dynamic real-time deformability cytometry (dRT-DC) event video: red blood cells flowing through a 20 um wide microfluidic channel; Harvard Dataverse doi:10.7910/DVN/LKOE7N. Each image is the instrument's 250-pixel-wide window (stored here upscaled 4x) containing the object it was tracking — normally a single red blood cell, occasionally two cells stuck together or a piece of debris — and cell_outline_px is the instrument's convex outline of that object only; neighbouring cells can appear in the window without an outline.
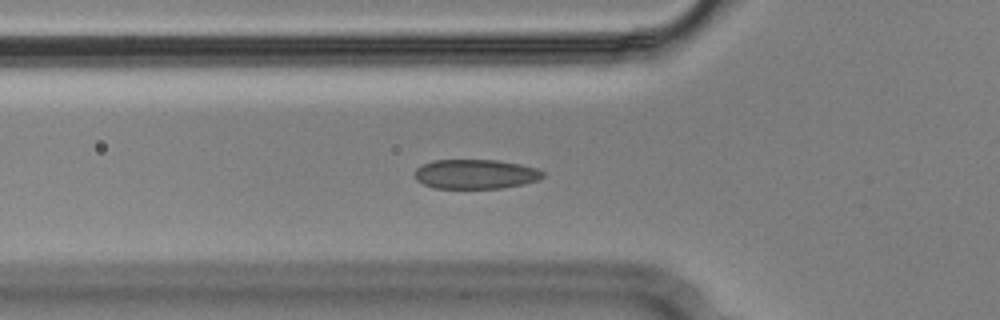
{"species": "Egyptian fruit bat (a non-hibernating species)", "species_latin": "Rousettus aegyptiacus", "temperature_condition": "cold", "stored_images_in_passage": 53, "camera_frame_rate_fps": 3000, "um_per_image_px": 0.085, "animal": {"sex": "male"}, "frame": {"image": 1, "passage_image": 17, "time_ms": 5.333, "image_size_px": [1000, 320], "cell_outline_px": [[544, 176], [540, 180], [524, 184], [500, 188], [432, 188], [416, 180], [416, 168], [432, 160], [500, 160], [520, 164], [536, 168], [544, 172]], "centroid_in_image_um": [40.45, 14.8], "position_along_channel_um": 85.4, "area_um2": 22.08}}
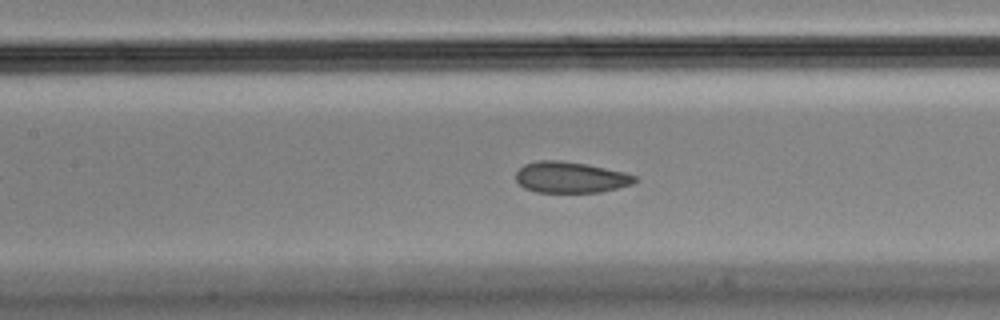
{"frame": {"image": 2, "passage_image": 23, "time_ms": 7.333, "image_size_px": [1000, 320], "cell_outline_px": [[636, 180], [632, 184], [600, 192], [536, 192], [524, 188], [516, 180], [516, 172], [524, 164], [540, 160], [560, 160], [584, 164], [624, 172], [636, 176]], "centroid_in_image_um": [48.46, 15.07], "position_along_channel_um": 158.9, "area_um2": 21.33}}
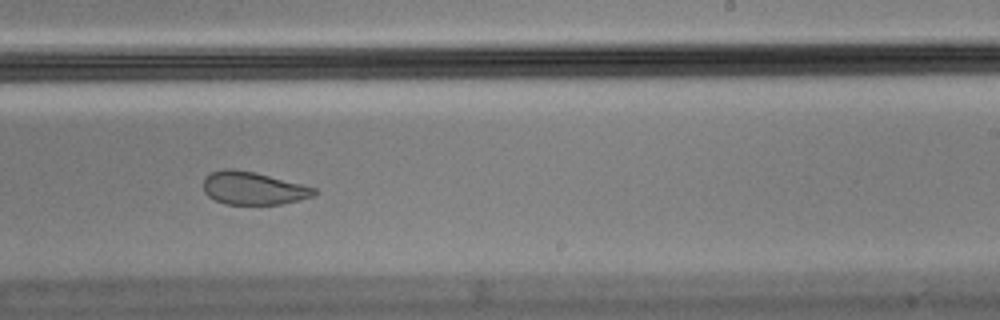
{"frame": {"image": 3, "passage_image": 32, "time_ms": 10.333, "image_size_px": [1000, 320], "cell_outline_px": [[316, 192], [312, 196], [300, 200], [280, 204], [224, 204], [208, 196], [204, 192], [204, 176], [212, 172], [224, 168], [232, 168], [256, 172], [316, 188]], "centroid_in_image_um": [21.49, 15.99], "position_along_channel_um": 267.5, "area_um2": 21.21}, "authors_computed_cell_mechanics": {"area_um2": 22.6576, "velocity_mm_per_s": 3.6266, "shape_relaxation_time_tau1_ms": null, "shape_relaxation_time_tau2_ms": 1.04, "deformation_change_tau1": null, "deformation_change_tau2": 0.0611}}